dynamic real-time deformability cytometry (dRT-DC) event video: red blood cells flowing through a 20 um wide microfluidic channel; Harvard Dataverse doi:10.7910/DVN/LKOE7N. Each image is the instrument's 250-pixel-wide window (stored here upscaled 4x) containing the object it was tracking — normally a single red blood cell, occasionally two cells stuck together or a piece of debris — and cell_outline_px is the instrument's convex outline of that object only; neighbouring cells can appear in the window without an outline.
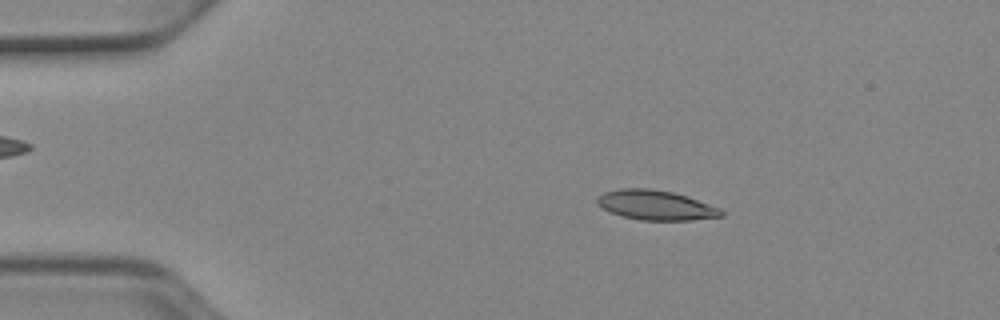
{"species": "Egyptian fruit bat (a non-hibernating species)", "species_latin": "Rousettus aegyptiacus", "temperature_condition": "cold", "stored_images_in_passage": 47, "camera_frame_rate_fps": 3000, "um_per_image_px": 0.085, "animal": {"sex": "female"}, "frame": {"image": 1, "passage_image": 5, "time_ms": 1.333, "image_size_px": [1000, 320], "cell_outline_px": [[724, 216], [692, 220], [640, 220], [624, 216], [612, 212], [596, 204], [596, 196], [604, 192], [620, 188], [648, 188], [672, 192], [688, 196], [720, 208], [724, 212]], "centroid_in_image_um": [55.75, 17.43], "position_along_channel_um": 29.3, "area_um2": 21.5}}
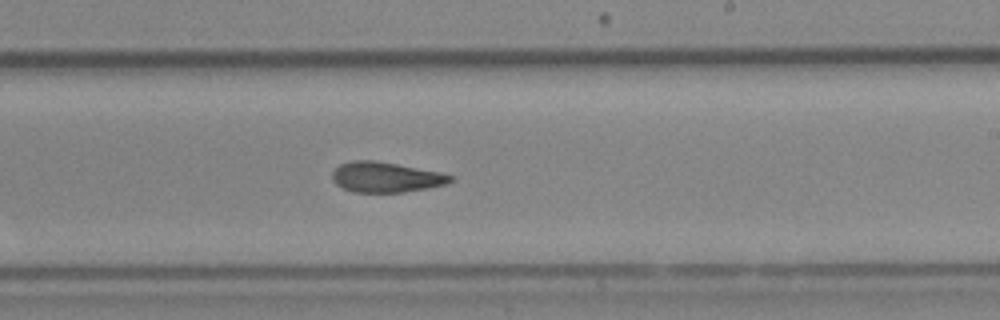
{"frame": {"image": 2, "passage_image": 27, "time_ms": 8.667, "image_size_px": [1000, 320], "cell_outline_px": [[452, 180], [448, 184], [428, 188], [404, 192], [356, 192], [344, 188], [336, 184], [332, 180], [332, 172], [340, 164], [352, 160], [376, 160], [440, 172], [452, 176]], "centroid_in_image_um": [32.79, 15.05], "position_along_channel_um": 256.2, "area_um2": 20.81}}
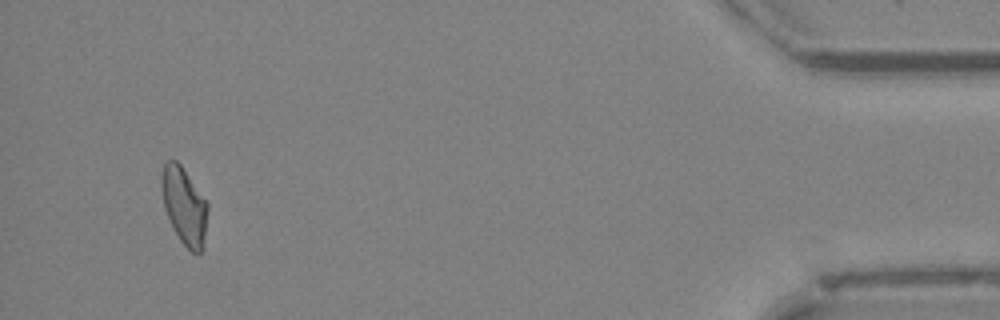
{"frame": {"image": 3, "passage_image": 45, "time_ms": 14.667, "image_size_px": [1000, 320], "cell_outline_px": [[208, 212], [204, 248], [200, 252], [192, 252], [180, 240], [172, 228], [164, 208], [160, 188], [160, 176], [164, 164], [168, 160], [176, 160], [180, 164], [208, 204]], "centroid_in_image_um": [15.64, 17.51], "position_along_channel_um": 419.6, "area_um2": 20.87}, "authors_computed_cell_mechanics": {"area_um2": 21.2704, "velocity_mm_per_s": 3.9035, "shape_relaxation_time_tau1_ms": null, "shape_relaxation_time_tau2_ms": 4.4843, "deformation_change_tau1": null, "deformation_change_tau2": 0.1269}}